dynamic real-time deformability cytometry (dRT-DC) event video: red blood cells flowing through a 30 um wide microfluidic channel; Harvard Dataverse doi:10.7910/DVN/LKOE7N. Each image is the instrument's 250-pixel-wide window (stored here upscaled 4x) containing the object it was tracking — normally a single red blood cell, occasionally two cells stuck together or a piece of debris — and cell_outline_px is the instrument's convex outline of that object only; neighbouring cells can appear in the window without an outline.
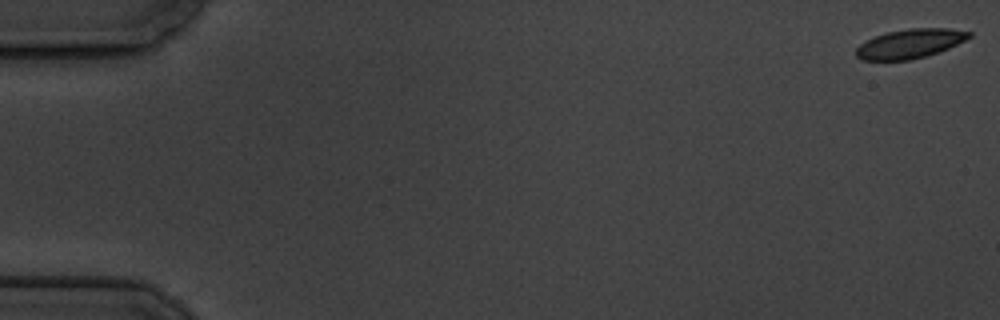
{"species": "common noctule bat (a hibernating species)", "species_latin": "Nyctalus noctula", "temperature_condition": "cold", "stored_images_in_passage": 6, "camera_frame_rate_fps": 3000, "um_per_image_px": 0.085, "animal": {"sex": "male", "body_mass_g": 19.5, "forearm_length_mm": 54.6}, "frame": {"image": 1, "passage_image": 1, "time_ms": 0.0, "image_size_px": [1000, 320], "cell_outline_px": [[972, 36], [948, 48], [924, 56], [908, 60], [860, 60], [856, 56], [856, 48], [860, 44], [876, 36], [888, 32], [908, 28], [948, 28], [972, 32]], "centroid_in_image_um": [77.33, 3.7], "position_along_channel_um": 7.7, "area_um2": 18.96}}
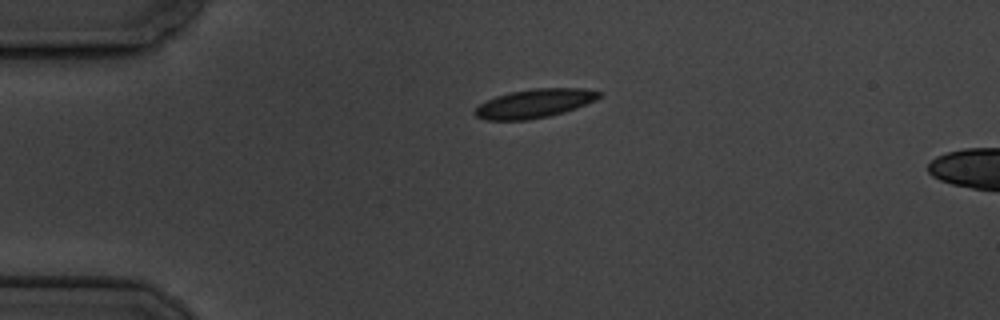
{"frame": {"image": 2, "passage_image": 4, "time_ms": 4.333, "image_size_px": [1000, 320], "cell_outline_px": [[604, 92], [596, 100], [576, 108], [564, 112], [548, 116], [528, 120], [484, 120], [476, 116], [472, 112], [480, 104], [496, 96], [512, 92], [532, 88], [584, 88]], "centroid_in_image_um": [45.45, 8.79], "position_along_channel_um": 39.5, "area_um2": 20.87}}